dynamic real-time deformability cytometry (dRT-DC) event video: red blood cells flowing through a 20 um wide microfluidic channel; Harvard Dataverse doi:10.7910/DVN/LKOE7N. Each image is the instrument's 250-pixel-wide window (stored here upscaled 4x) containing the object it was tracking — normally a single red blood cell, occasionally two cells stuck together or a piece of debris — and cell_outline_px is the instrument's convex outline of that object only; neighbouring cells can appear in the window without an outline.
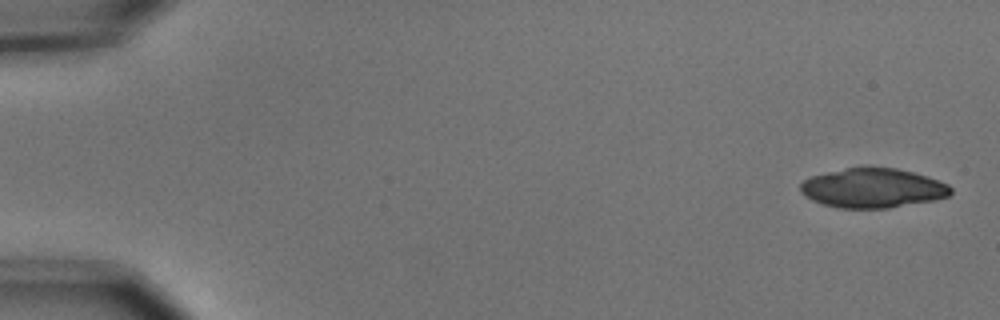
{"species": "common noctule bat (a hibernating species)", "species_latin": "Nyctalus noctula", "temperature_condition": "cold", "stored_images_in_passage": 11, "camera_frame_rate_fps": 3000, "um_per_image_px": 0.085, "animal": {"sex": "male", "body_mass_g": 15.6}, "frame": {"image": 1, "passage_image": 1, "time_ms": 0.0, "image_size_px": [1000, 320], "cell_outline_px": [[952, 192], [948, 196], [936, 200], [888, 208], [840, 208], [824, 204], [812, 200], [804, 196], [800, 192], [800, 184], [804, 180], [812, 176], [844, 168], [864, 164], [868, 164], [896, 168], [928, 176], [940, 180], [948, 184], [952, 188]], "centroid_in_image_um": [74.2, 15.95], "position_along_channel_um": 10.8, "area_um2": 35.32}}
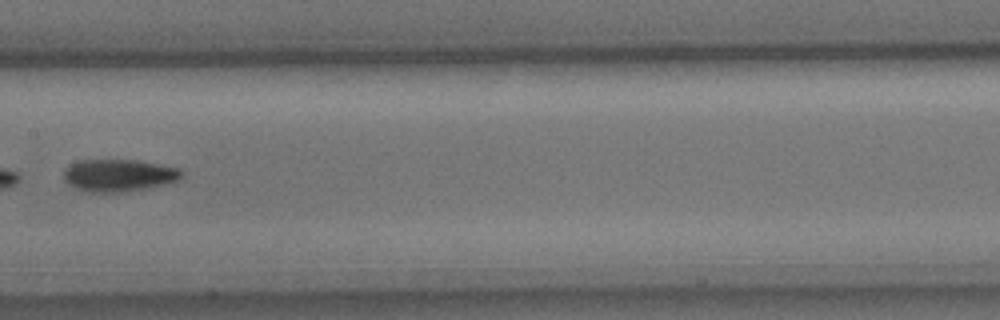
{"frame": {"image": 2, "passage_image": 8, "time_ms": 2.333, "image_size_px": [1000, 320], "cell_outline_px": [[184, 176], [180, 180], [148, 188], [120, 192], [88, 192], [72, 188], [64, 180], [64, 168], [80, 160], [136, 160], [180, 168], [184, 172]], "centroid_in_image_um": [10.1, 14.91], "position_along_channel_um": 197.3, "area_um2": 22.37}}
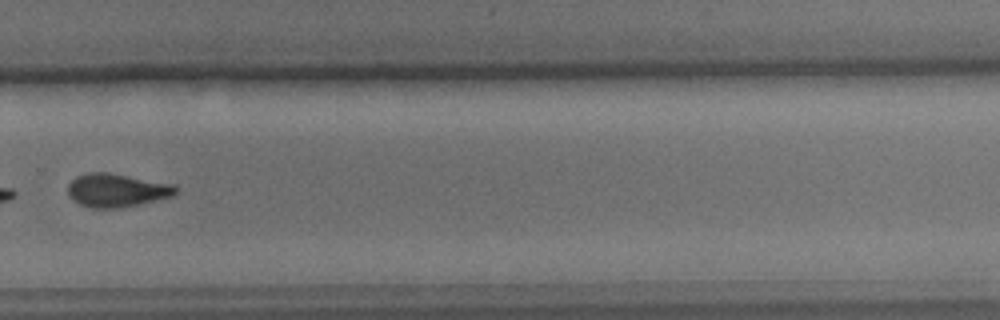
{"frame": {"image": 3, "passage_image": 11, "time_ms": 3.333, "image_size_px": [1000, 320], "cell_outline_px": [[176, 192], [172, 196], [136, 204], [116, 208], [88, 208], [72, 200], [68, 196], [68, 184], [76, 176], [88, 172], [108, 172], [176, 184]], "centroid_in_image_um": [9.88, 16.16], "position_along_channel_um": 319.9, "area_um2": 20.98}}